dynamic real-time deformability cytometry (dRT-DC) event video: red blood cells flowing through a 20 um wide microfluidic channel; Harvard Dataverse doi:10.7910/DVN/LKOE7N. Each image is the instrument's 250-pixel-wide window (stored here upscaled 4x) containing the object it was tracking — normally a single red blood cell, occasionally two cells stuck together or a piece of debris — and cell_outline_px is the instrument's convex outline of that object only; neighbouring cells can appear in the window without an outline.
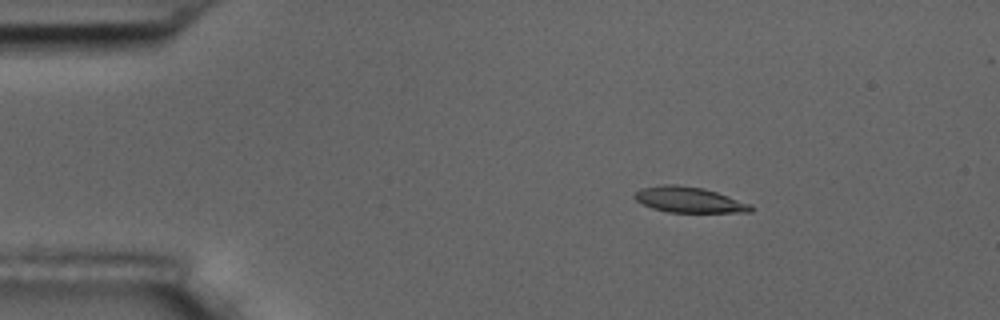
{"species": "common noctule bat (a hibernating species)", "species_latin": "Nyctalus noctula", "temperature_condition": "room temperature", "stored_images_in_passage": 5, "camera_frame_rate_fps": 3000, "um_per_image_px": 0.085, "animal": {"sex": "male", "body_mass_g": 17.5, "forearm_length_mm": 52.3}, "frame": {"image": 1, "passage_image": 3, "time_ms": 2.333, "image_size_px": [1000, 320], "cell_outline_px": [[752, 212], [668, 212], [652, 208], [636, 200], [632, 196], [640, 188], [664, 184], [676, 184], [704, 188], [752, 204]], "centroid_in_image_um": [58.55, 16.97], "position_along_channel_um": 26.4, "area_um2": 17.34}}
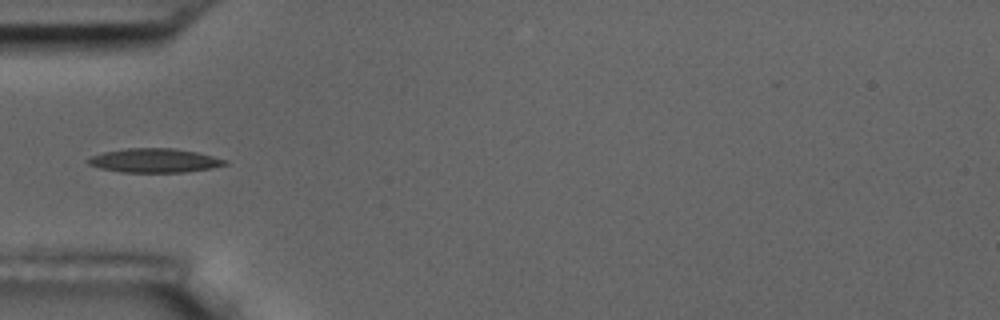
{"frame": {"image": 2, "passage_image": 5, "time_ms": 5.333, "image_size_px": [1000, 320], "cell_outline_px": [[228, 164], [212, 168], [184, 172], [120, 172], [100, 168], [88, 164], [84, 160], [92, 156], [104, 152], [128, 148], [172, 148], [196, 152], [228, 160]], "centroid_in_image_um": [13.12, 13.64], "position_along_channel_um": 71.9, "area_um2": 19.13}}